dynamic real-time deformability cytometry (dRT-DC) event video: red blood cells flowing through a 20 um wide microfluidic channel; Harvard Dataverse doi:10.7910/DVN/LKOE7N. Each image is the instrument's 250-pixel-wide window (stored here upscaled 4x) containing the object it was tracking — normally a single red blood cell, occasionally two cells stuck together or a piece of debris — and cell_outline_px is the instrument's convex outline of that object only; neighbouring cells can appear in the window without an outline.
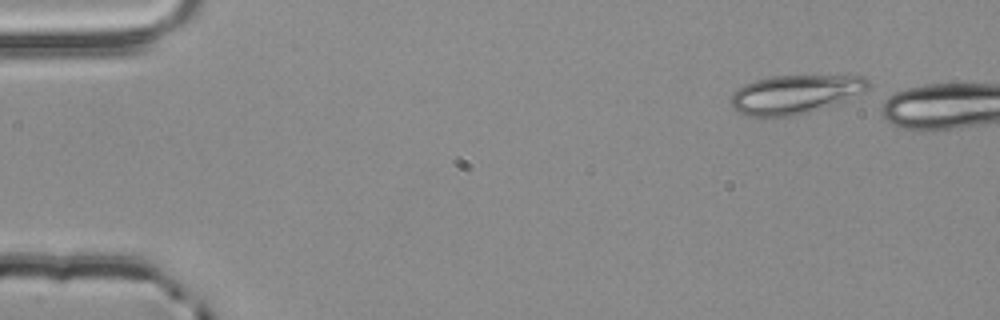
{"species": "common noctule bat (a hibernating species)", "species_latin": "Nyctalus noctula", "temperature_condition": "room temperature", "stored_images_in_passage": 5, "camera_frame_rate_fps": 3000, "um_per_image_px": 0.085, "animal": {"sex": "male", "body_mass_g": 20.4}, "frame": {"image": 1, "passage_image": 1, "time_ms": 0.0, "image_size_px": [1000, 320], "cell_outline_px": [[872, 88], [868, 92], [808, 112], [792, 116], [748, 116], [732, 108], [732, 92], [736, 88], [744, 84], [756, 80], [772, 76], [864, 76], [872, 84]], "centroid_in_image_um": [67.63, 8.0], "position_along_channel_um": 17.4, "area_um2": 30.98}}